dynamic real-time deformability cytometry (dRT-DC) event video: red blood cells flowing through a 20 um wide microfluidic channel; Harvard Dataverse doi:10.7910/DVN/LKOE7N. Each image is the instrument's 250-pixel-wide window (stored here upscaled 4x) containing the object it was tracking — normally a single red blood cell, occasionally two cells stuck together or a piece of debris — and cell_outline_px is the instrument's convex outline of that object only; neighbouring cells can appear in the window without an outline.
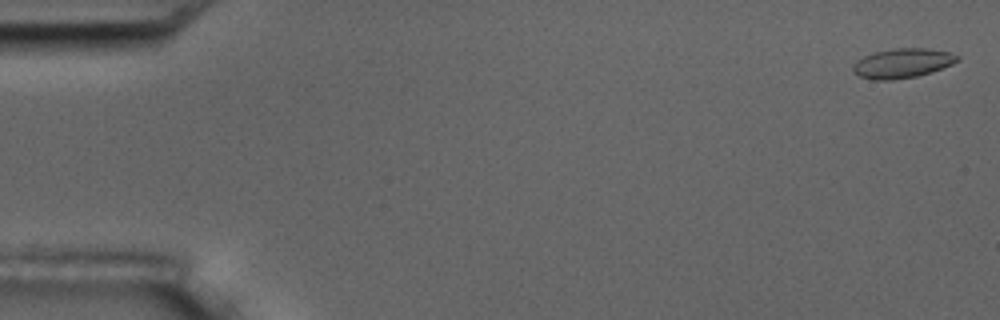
{"species": "common noctule bat (a hibernating species)", "species_latin": "Nyctalus noctula", "temperature_condition": "room temperature", "stored_images_in_passage": 5, "camera_frame_rate_fps": 3000, "um_per_image_px": 0.085, "animal": {"sex": "male", "body_mass_g": 17.5, "forearm_length_mm": 52.3}, "frame": {"image": 1, "passage_image": 1, "time_ms": 0.0, "image_size_px": [1000, 320], "cell_outline_px": [[960, 60], [952, 64], [932, 72], [916, 76], [892, 80], [872, 80], [860, 76], [852, 72], [852, 64], [864, 56], [876, 52], [896, 48], [928, 48], [948, 52], [960, 56]], "centroid_in_image_um": [76.7, 5.38], "position_along_channel_um": 8.3, "area_um2": 17.98}}
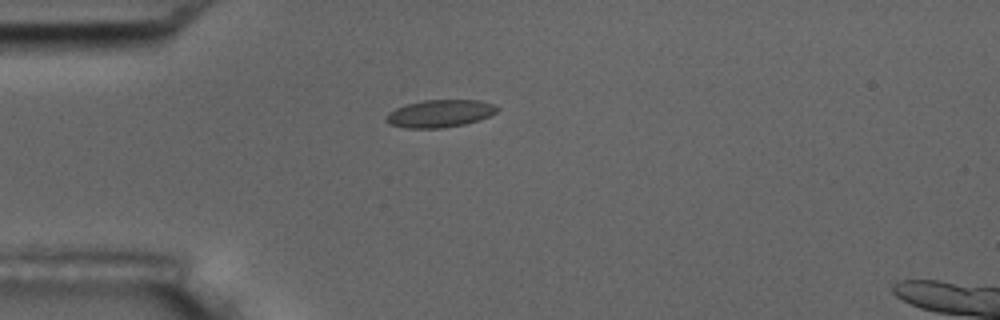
{"frame": {"image": 2, "passage_image": 5, "time_ms": 4.667, "image_size_px": [1000, 320], "cell_outline_px": [[500, 108], [496, 112], [480, 120], [464, 124], [444, 128], [404, 128], [388, 124], [384, 120], [384, 116], [388, 112], [396, 108], [408, 104], [424, 100], [480, 100], [492, 104]], "centroid_in_image_um": [37.35, 9.66], "position_along_channel_um": 47.7, "area_um2": 17.92}}